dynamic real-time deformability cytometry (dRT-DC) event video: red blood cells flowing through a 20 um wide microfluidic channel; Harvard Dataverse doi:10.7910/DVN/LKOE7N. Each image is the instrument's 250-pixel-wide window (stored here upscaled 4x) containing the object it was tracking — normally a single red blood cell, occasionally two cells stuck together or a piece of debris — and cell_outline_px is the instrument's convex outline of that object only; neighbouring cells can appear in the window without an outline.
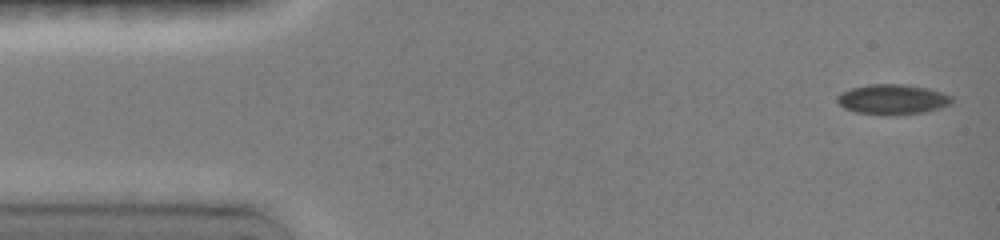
{"species": "common noctule bat (a hibernating species)", "species_latin": "Nyctalus noctula", "temperature_condition": "room temperature", "stored_images_in_passage": 13, "camera_frame_rate_fps": 3000, "um_per_image_px": 0.085, "animal": {"sex": "female", "body_mass_g": 19.0, "forearm_length_mm": 51.5}, "frame": {"image": 1, "passage_image": 1, "time_ms": 0.0, "image_size_px": [1000, 240], "cell_outline_px": [[952, 104], [940, 108], [924, 112], [888, 116], [884, 116], [856, 112], [844, 108], [836, 100], [836, 96], [840, 92], [852, 88], [868, 84], [904, 84], [928, 88], [952, 96]], "centroid_in_image_um": [75.84, 8.45], "position_along_channel_um": 9.2, "area_um2": 20.35}}
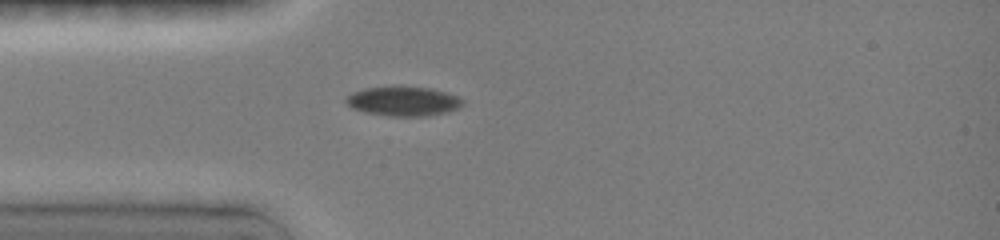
{"frame": {"image": 2, "passage_image": 8, "time_ms": 3.667, "image_size_px": [1000, 240], "cell_outline_px": [[464, 104], [460, 108], [448, 112], [428, 116], [388, 116], [364, 112], [352, 108], [344, 100], [348, 96], [356, 92], [368, 88], [428, 88], [444, 92], [456, 96], [464, 100]], "centroid_in_image_um": [34.33, 8.65], "position_along_channel_um": 50.7, "area_um2": 19.48}}
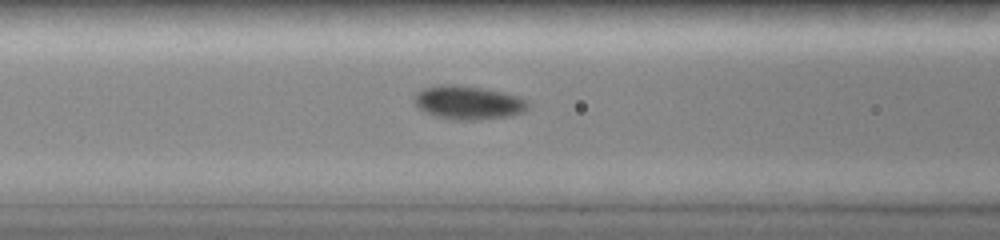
{"frame": {"image": 3, "passage_image": 11, "time_ms": 5.667, "image_size_px": [1000, 240], "cell_outline_px": [[528, 108], [524, 112], [508, 116], [480, 120], [452, 120], [436, 116], [424, 112], [416, 104], [416, 96], [424, 88], [440, 84], [448, 84], [480, 88], [500, 92], [516, 96], [524, 100], [528, 104]], "centroid_in_image_um": [39.8, 8.74], "position_along_channel_um": 126.8, "area_um2": 21.79}}